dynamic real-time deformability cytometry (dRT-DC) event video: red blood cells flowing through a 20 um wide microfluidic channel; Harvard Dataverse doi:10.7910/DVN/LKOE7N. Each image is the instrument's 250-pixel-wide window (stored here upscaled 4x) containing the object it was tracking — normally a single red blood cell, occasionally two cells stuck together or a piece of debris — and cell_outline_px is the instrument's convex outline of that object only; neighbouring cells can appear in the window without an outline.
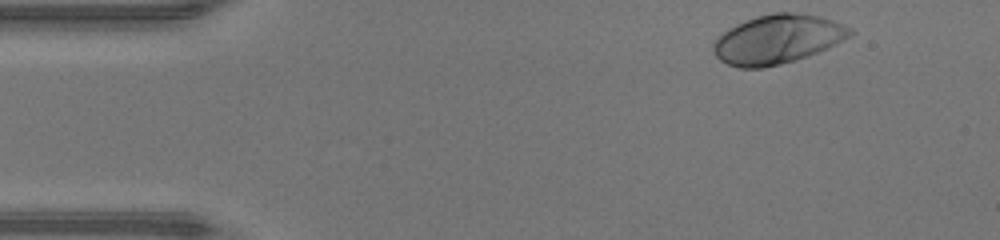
{"species": "human", "species_latin": "Homo sapiens", "temperature_condition": "warm", "stored_images_in_passage": 10, "camera_frame_rate_fps": 3000, "um_per_image_px": 0.085, "donor": {"sex": "male"}, "frame": {"image": 1, "passage_image": 1, "time_ms": 0.0, "image_size_px": [1000, 240], "cell_outline_px": [[856, 32], [828, 48], [808, 56], [796, 60], [764, 68], [740, 68], [728, 64], [720, 60], [716, 56], [712, 48], [712, 44], [728, 28], [736, 24], [756, 16], [772, 12], [792, 12], [820, 16], [844, 24], [852, 28]], "centroid_in_image_um": [66.1, 3.33], "position_along_channel_um": 18.9, "area_um2": 39.13}}